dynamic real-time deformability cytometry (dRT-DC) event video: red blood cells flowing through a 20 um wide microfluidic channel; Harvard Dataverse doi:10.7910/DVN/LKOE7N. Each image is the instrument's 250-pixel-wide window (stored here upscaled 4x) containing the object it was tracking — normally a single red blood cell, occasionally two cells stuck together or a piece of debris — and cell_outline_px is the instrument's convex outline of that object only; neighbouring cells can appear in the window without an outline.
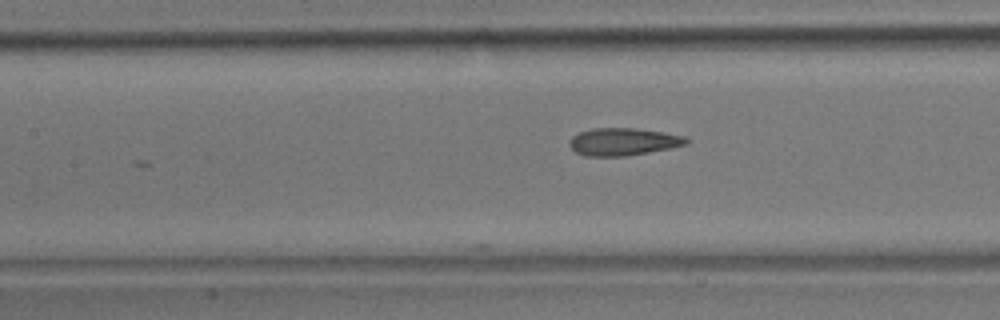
{"species": "common noctule bat (a hibernating species)", "species_latin": "Nyctalus noctula", "temperature_condition": "room temperature", "stored_images_in_passage": 15, "camera_frame_rate_fps": 3000, "um_per_image_px": 0.085, "animal": {"sex": "male", "body_mass_g": 17.9}, "frame": {"image": 1, "passage_image": 15, "time_ms": 4.667, "image_size_px": [1000, 320], "cell_outline_px": [[688, 144], [672, 148], [628, 156], [584, 156], [576, 152], [568, 144], [572, 136], [580, 132], [592, 128], [632, 128], [664, 132], [684, 136], [688, 140]], "centroid_in_image_um": [52.98, 12.05], "position_along_channel_um": 154.4, "area_um2": 18.79}}